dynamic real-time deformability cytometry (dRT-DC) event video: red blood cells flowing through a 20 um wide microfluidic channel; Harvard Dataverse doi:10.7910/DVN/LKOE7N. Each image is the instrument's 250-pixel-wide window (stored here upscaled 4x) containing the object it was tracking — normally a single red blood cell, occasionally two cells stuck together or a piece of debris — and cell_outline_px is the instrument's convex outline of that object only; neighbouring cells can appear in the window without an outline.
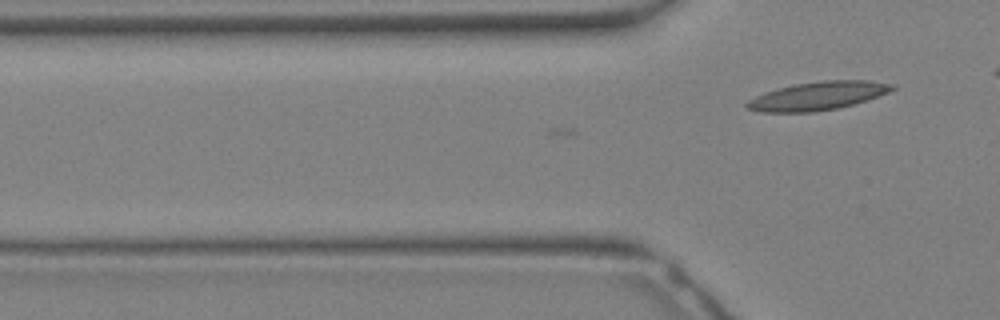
{"species": "Egyptian fruit bat (a non-hibernating species)", "species_latin": "Rousettus aegyptiacus", "temperature_condition": "warm", "stored_images_in_passage": 4, "camera_frame_rate_fps": 3000, "um_per_image_px": 0.085, "animal": {"sex": "female"}, "frame": {"image": 1, "passage_image": 4, "time_ms": 1.0, "image_size_px": [1000, 320], "cell_outline_px": [[896, 88], [888, 92], [868, 100], [836, 108], [816, 112], [760, 112], [748, 108], [744, 104], [748, 100], [764, 92], [796, 84], [824, 80], [872, 80], [896, 84]], "centroid_in_image_um": [69.55, 8.14], "position_along_channel_um": 56.2, "area_um2": 23.99}}